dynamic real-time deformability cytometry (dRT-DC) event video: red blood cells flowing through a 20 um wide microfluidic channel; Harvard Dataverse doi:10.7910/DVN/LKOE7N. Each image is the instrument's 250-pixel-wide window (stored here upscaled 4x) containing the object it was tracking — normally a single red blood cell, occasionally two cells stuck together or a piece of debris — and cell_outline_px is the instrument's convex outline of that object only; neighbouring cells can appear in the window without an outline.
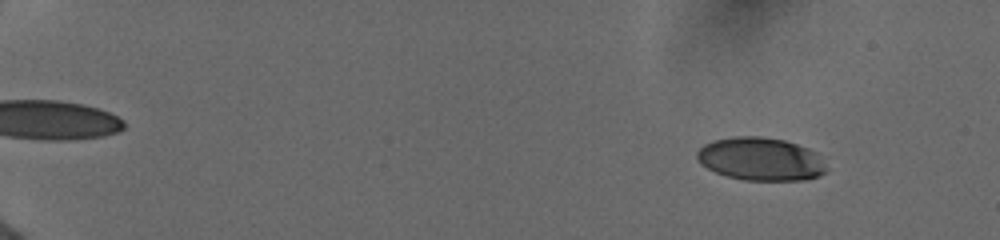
{"species": "human", "species_latin": "Homo sapiens", "temperature_condition": "cold", "stored_images_in_passage": 49, "camera_frame_rate_fps": 3000, "um_per_image_px": 0.085, "donor": {"sex": "female"}, "frame": {"image": 1, "passage_image": 14, "time_ms": 2.333, "image_size_px": [1000, 240], "cell_outline_px": [[828, 172], [820, 176], [804, 180], [744, 180], [728, 176], [716, 172], [708, 168], [696, 156], [696, 152], [704, 144], [712, 140], [732, 136], [760, 136], [784, 140], [808, 148], [816, 152], [828, 168]], "centroid_in_image_um": [64.69, 13.51], "position_along_channel_um": 20.3, "area_um2": 32.54}}
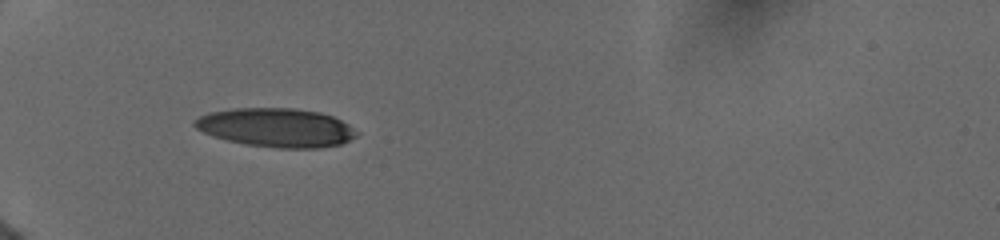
{"frame": {"image": 2, "passage_image": 39, "time_ms": 7.0, "image_size_px": [1000, 240], "cell_outline_px": [[360, 132], [356, 136], [340, 144], [316, 148], [280, 148], [244, 144], [212, 136], [196, 128], [192, 124], [192, 120], [208, 112], [232, 108], [296, 108], [320, 112], [332, 116], [348, 124]], "centroid_in_image_um": [23.45, 10.83], "position_along_channel_um": 61.5, "area_um2": 36.76}}
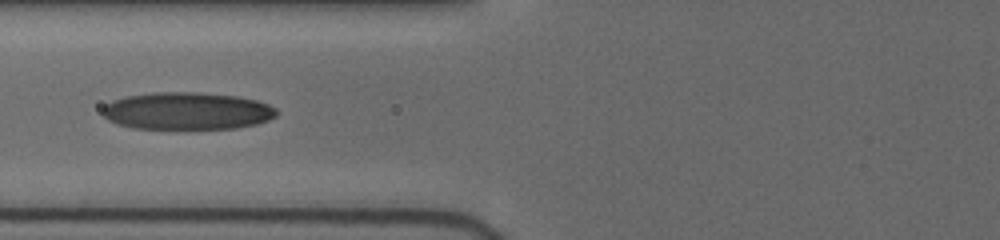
{"frame": {"image": 3, "passage_image": 48, "time_ms": 8.667, "image_size_px": [1000, 240], "cell_outline_px": [[276, 116], [268, 120], [256, 124], [236, 128], [184, 132], [132, 128], [116, 124], [108, 120], [100, 112], [104, 104], [112, 100], [124, 96], [152, 92], [200, 92], [240, 96], [256, 100], [268, 104], [276, 108]], "centroid_in_image_um": [15.85, 9.47], "position_along_channel_um": 110.0, "area_um2": 39.71}}